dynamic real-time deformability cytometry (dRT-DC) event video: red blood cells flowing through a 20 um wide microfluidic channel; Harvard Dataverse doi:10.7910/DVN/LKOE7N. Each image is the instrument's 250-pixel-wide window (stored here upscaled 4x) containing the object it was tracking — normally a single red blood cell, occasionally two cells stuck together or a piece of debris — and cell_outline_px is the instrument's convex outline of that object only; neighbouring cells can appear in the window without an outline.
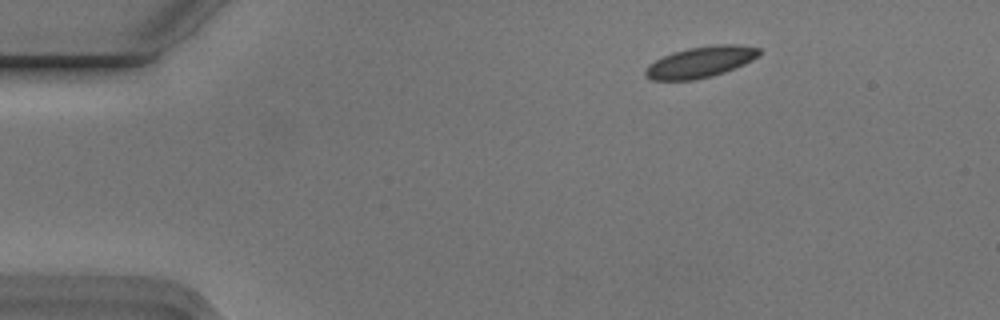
{"species": "Egyptian fruit bat (a non-hibernating species)", "species_latin": "Rousettus aegyptiacus", "temperature_condition": "cold", "stored_images_in_passage": 5, "camera_frame_rate_fps": 3000, "um_per_image_px": 0.085, "animal": {"sex": "male"}, "frame": {"image": 1, "passage_image": 2, "time_ms": 0.333, "image_size_px": [1000, 320], "cell_outline_px": [[760, 56], [744, 64], [724, 72], [712, 76], [692, 80], [652, 80], [644, 76], [644, 68], [648, 64], [672, 52], [688, 48], [712, 44], [740, 44], [760, 48]], "centroid_in_image_um": [59.54, 5.26], "position_along_channel_um": 25.5, "area_um2": 20.81}}